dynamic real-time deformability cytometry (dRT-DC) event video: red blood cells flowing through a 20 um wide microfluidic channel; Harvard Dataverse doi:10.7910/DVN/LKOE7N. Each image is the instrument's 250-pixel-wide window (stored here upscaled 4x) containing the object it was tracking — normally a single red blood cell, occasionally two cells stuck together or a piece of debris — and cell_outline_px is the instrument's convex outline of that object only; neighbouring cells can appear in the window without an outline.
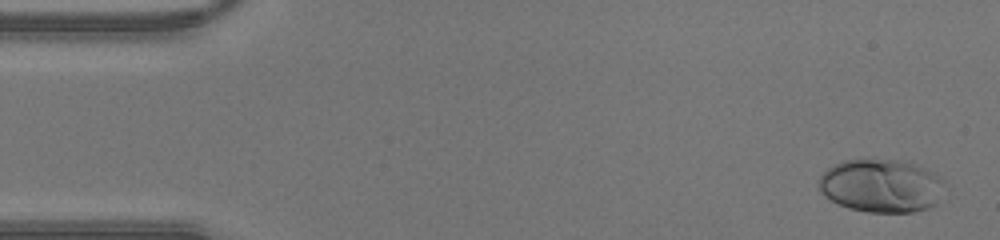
{"species": "human", "species_latin": "Homo sapiens", "temperature_condition": "warm", "stored_images_in_passage": 45, "camera_frame_rate_fps": 3000, "um_per_image_px": 0.085, "donor": {"sex": "male"}, "frame": {"image": 1, "passage_image": 2, "time_ms": 0.333, "image_size_px": [1000, 240], "cell_outline_px": [[944, 180], [936, 204], [928, 208], [912, 212], [868, 212], [848, 208], [836, 204], [824, 196], [820, 192], [816, 184], [816, 180], [828, 168], [844, 160], [896, 160], [912, 164], [924, 168], [940, 176]], "centroid_in_image_um": [74.84, 15.81], "position_along_channel_um": 10.2, "area_um2": 38.96}}
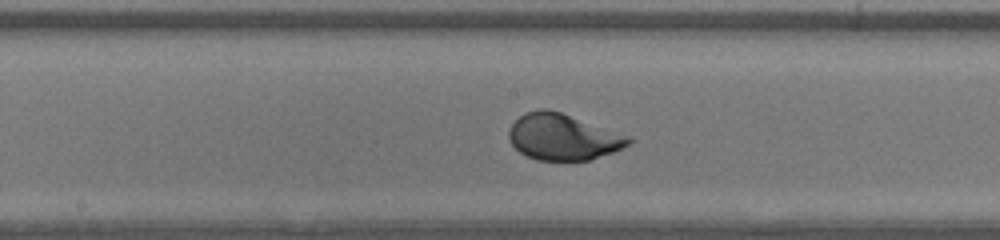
{"frame": {"image": 2, "passage_image": 23, "time_ms": 7.333, "image_size_px": [1000, 240], "cell_outline_px": [[632, 144], [612, 152], [588, 160], [536, 160], [524, 156], [512, 144], [508, 136], [508, 132], [512, 124], [524, 112], [540, 108], [548, 108], [560, 112], [628, 136], [632, 140]], "centroid_in_image_um": [47.81, 11.64], "position_along_channel_um": 200.4, "area_um2": 31.96}}
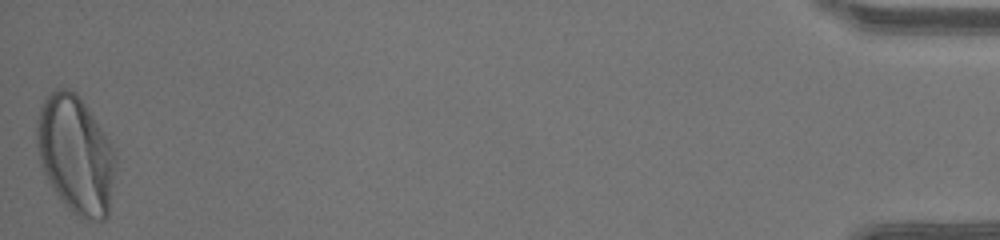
{"frame": {"image": 3, "passage_image": 45, "time_ms": 14.667, "image_size_px": [1000, 240], "cell_outline_px": [[116, 164], [108, 216], [104, 220], [84, 220], [72, 212], [56, 196], [40, 164], [36, 144], [36, 128], [40, 108], [44, 100], [56, 88], [68, 88], [76, 92], [88, 108], [104, 132], [116, 156]], "centroid_in_image_um": [6.42, 13.17], "position_along_channel_um": 428.8, "area_um2": 54.22}}